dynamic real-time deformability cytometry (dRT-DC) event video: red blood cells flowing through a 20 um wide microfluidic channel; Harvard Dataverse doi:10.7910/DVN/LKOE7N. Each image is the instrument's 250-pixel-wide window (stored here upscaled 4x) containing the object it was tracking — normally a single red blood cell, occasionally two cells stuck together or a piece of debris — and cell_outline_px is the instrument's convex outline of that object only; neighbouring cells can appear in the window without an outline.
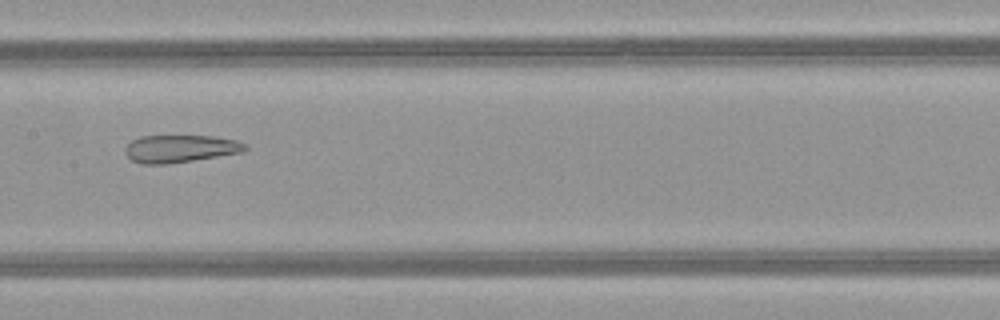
{"species": "common noctule bat (a hibernating species)", "species_latin": "Nyctalus noctula", "temperature_condition": "warm", "stored_images_in_passage": 51, "camera_frame_rate_fps": 3000, "um_per_image_px": 0.085, "animal": {"sex": "female", "body_mass_g": 21.9}, "frame": {"image": 1, "passage_image": 26, "time_ms": 8.333, "image_size_px": [1000, 320], "cell_outline_px": [[248, 148], [244, 152], [168, 164], [144, 164], [132, 160], [124, 152], [124, 148], [132, 140], [140, 136], [212, 136], [236, 140], [248, 144]], "centroid_in_image_um": [15.34, 12.63], "position_along_channel_um": 192.1, "area_um2": 19.31}}
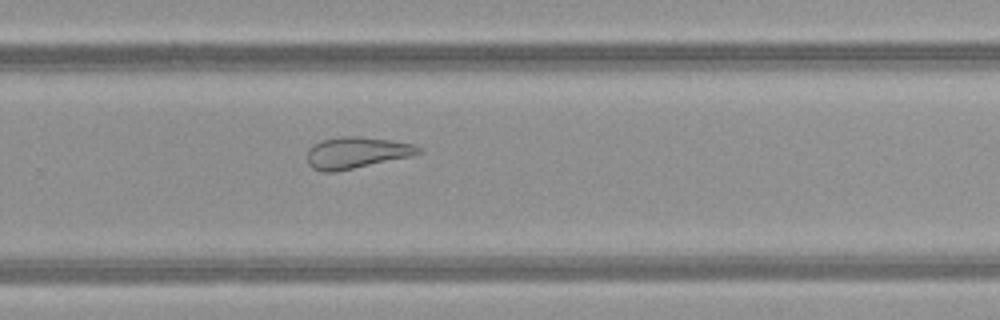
{"frame": {"image": 2, "passage_image": 34, "time_ms": 11.0, "image_size_px": [1000, 320], "cell_outline_px": [[424, 152], [412, 156], [336, 172], [324, 172], [312, 168], [308, 164], [308, 148], [312, 144], [324, 140], [340, 136], [360, 136], [388, 140], [412, 144], [420, 148]], "centroid_in_image_um": [30.29, 12.98], "position_along_channel_um": 299.5, "area_um2": 20.4}}
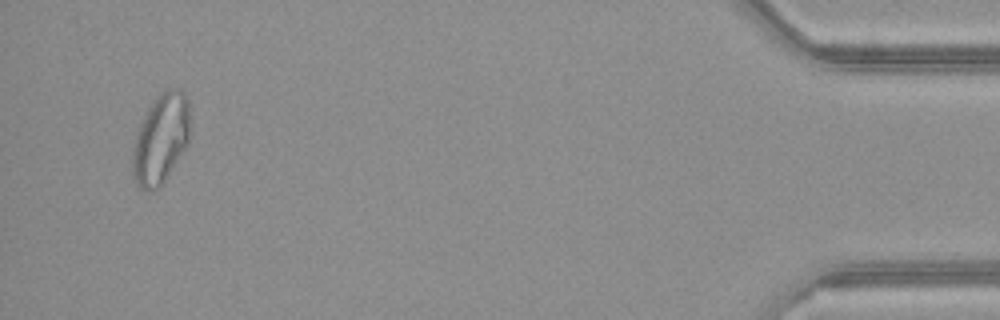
{"frame": {"image": 3, "passage_image": 49, "time_ms": 16.0, "image_size_px": [1000, 320], "cell_outline_px": [[192, 128], [188, 144], [168, 176], [160, 188], [148, 192], [144, 192], [136, 184], [132, 176], [132, 148], [136, 132], [152, 100], [156, 96], [168, 88], [176, 88], [184, 92], [188, 100]], "centroid_in_image_um": [13.68, 11.82], "position_along_channel_um": 421.5, "area_um2": 31.04}, "authors_computed_cell_mechanics": {"area_um2": 27.2238, "velocity_mm_per_s": 4.0457, "shape_relaxation_time_tau1_ms": null, "shape_relaxation_time_tau2_ms": 3.0734, "deformation_change_tau1": null, "deformation_change_tau2": 0.1221}}